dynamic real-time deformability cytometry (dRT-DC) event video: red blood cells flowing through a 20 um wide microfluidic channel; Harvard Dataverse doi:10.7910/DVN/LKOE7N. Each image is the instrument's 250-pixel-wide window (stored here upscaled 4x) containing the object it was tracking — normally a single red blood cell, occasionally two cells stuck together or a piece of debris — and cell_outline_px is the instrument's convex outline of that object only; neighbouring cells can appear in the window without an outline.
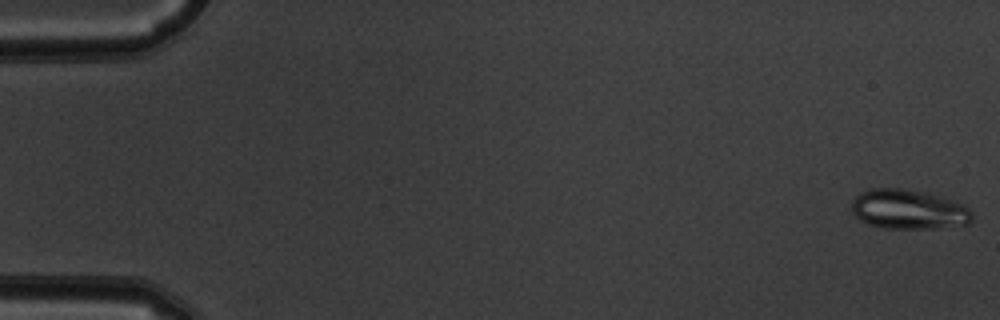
{"species": "common noctule bat (a hibernating species)", "species_latin": "Nyctalus noctula", "temperature_condition": "warm", "stored_images_in_passage": 53, "camera_frame_rate_fps": 3000, "um_per_image_px": 0.085, "animal": {"sex": "male", "body_mass_g": 19.5, "forearm_length_mm": 54.6}, "frame": {"image": 1, "passage_image": 1, "time_ms": 0.0, "image_size_px": [1000, 320], "cell_outline_px": [[972, 220], [968, 224], [936, 228], [884, 228], [868, 224], [860, 220], [852, 212], [852, 200], [860, 192], [872, 188], [896, 188], [924, 192], [940, 196], [964, 204], [972, 212]], "centroid_in_image_um": [77.22, 17.8], "position_along_channel_um": 7.8, "area_um2": 27.8}}
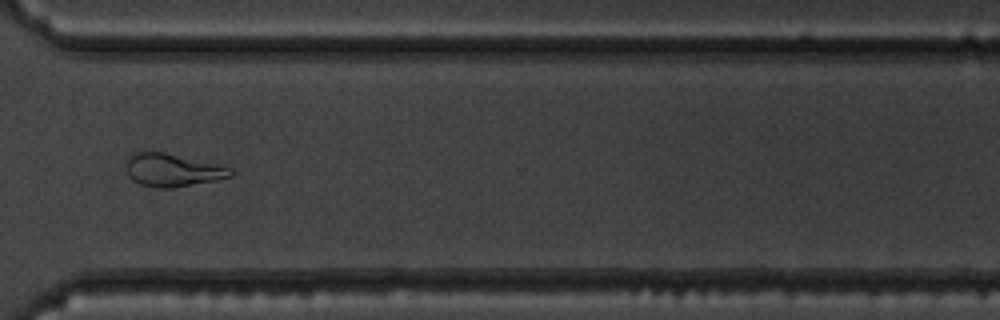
{"frame": {"image": 2, "passage_image": 40, "time_ms": 13.0, "image_size_px": [1000, 320], "cell_outline_px": [[236, 172], [232, 176], [216, 180], [172, 188], [156, 188], [140, 184], [132, 180], [128, 176], [124, 164], [128, 156], [136, 152], [164, 152], [224, 164], [232, 168]], "centroid_in_image_um": [14.7, 14.45], "position_along_channel_um": 355.9, "area_um2": 20.63}}
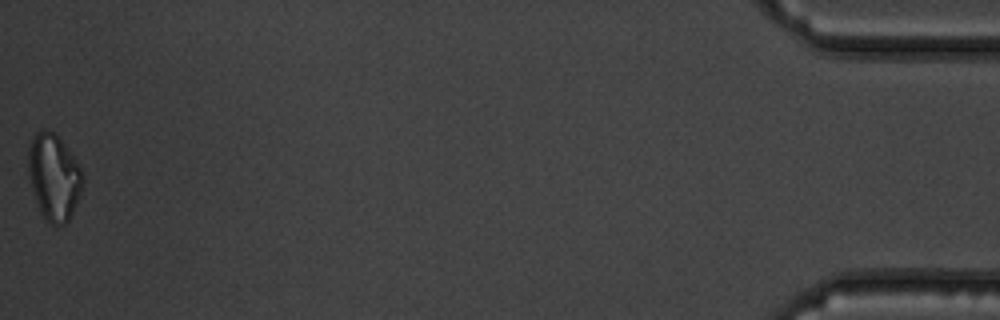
{"frame": {"image": 3, "passage_image": 53, "time_ms": 17.333, "image_size_px": [1000, 320], "cell_outline_px": [[84, 184], [80, 196], [68, 220], [64, 224], [52, 224], [40, 212], [32, 188], [28, 172], [28, 148], [36, 132], [52, 132], [64, 144], [84, 172]], "centroid_in_image_um": [4.6, 15.07], "position_along_channel_um": 430.6, "area_um2": 26.88}, "authors_computed_cell_mechanics": {"area_um2": 24.0448, "velocity_mm_per_s": 3.8618, "shape_relaxation_time_tau1_ms": null, "shape_relaxation_time_tau2_ms": 2.0666, "deformation_change_tau1": null, "deformation_change_tau2": 0.0629}}